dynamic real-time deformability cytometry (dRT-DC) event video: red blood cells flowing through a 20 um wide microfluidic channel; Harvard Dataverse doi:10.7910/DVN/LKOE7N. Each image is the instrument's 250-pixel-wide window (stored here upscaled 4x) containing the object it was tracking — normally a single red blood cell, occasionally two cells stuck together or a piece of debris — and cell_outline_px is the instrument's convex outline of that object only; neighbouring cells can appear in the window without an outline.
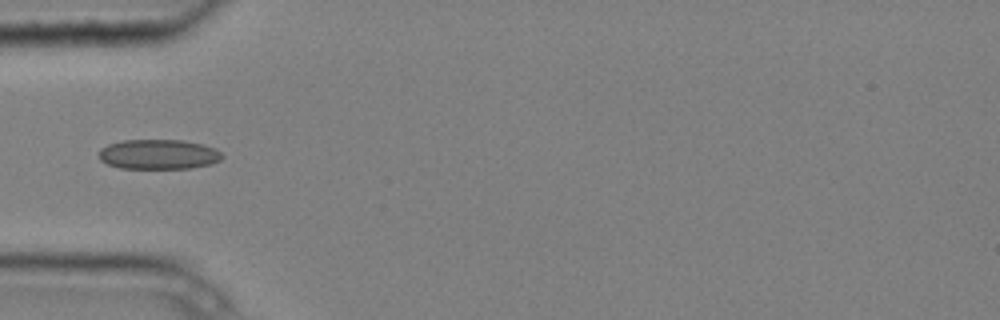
{"species": "common noctule bat (a hibernating species)", "species_latin": "Nyctalus noctula", "temperature_condition": "cold", "stored_images_in_passage": 4, "camera_frame_rate_fps": 3000, "um_per_image_px": 0.085, "animal": {"sex": "male", "body_mass_g": 20.4}, "frame": {"image": 1, "passage_image": 4, "time_ms": 1.0, "image_size_px": [1000, 320], "cell_outline_px": [[224, 156], [220, 160], [212, 164], [192, 168], [120, 168], [108, 164], [100, 160], [100, 148], [108, 144], [124, 140], [184, 140], [216, 148]], "centroid_in_image_um": [13.5, 13.12], "position_along_channel_um": 71.5, "area_um2": 21.44}}